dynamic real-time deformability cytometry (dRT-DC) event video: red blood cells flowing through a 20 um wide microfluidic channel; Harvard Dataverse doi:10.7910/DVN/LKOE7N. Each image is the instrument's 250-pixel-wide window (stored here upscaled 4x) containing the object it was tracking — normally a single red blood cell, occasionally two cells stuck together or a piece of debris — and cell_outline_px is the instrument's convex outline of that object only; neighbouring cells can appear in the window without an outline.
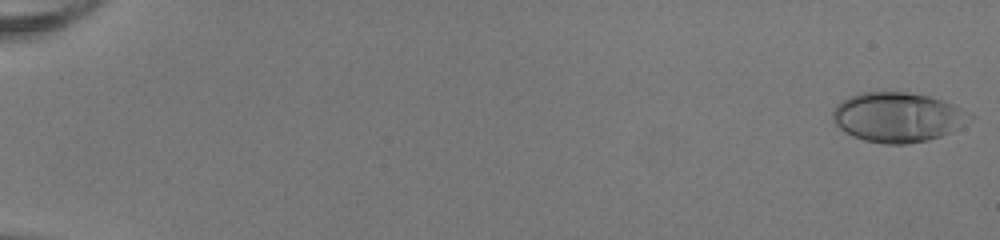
{"species": "human", "species_latin": "Homo sapiens", "temperature_condition": "room temperature", "stored_images_in_passage": 53, "camera_frame_rate_fps": 3000, "um_per_image_px": 0.085, "donor": {"sex": "female"}, "frame": {"image": 1, "passage_image": 2, "time_ms": 0.333, "image_size_px": [1000, 240], "cell_outline_px": [[976, 116], [972, 120], [952, 132], [928, 140], [904, 144], [884, 144], [864, 140], [852, 136], [844, 132], [832, 120], [832, 112], [836, 104], [840, 100], [860, 92], [904, 92], [928, 96], [952, 104]], "centroid_in_image_um": [76.29, 9.97], "position_along_channel_um": 8.7, "area_um2": 39.88}}
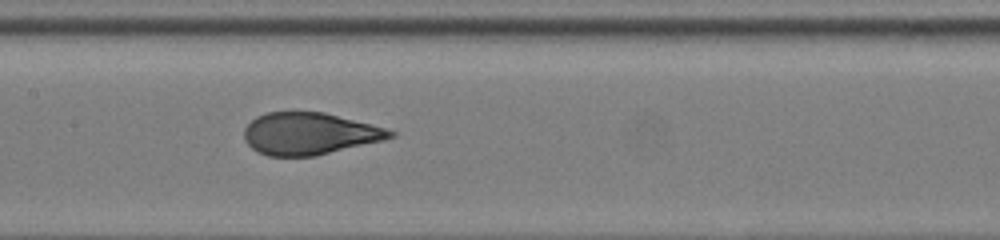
{"frame": {"image": 2, "passage_image": 29, "time_ms": 9.333, "image_size_px": [1000, 240], "cell_outline_px": [[396, 136], [384, 140], [316, 156], [268, 156], [252, 148], [244, 140], [244, 128], [256, 116], [268, 112], [324, 112], [384, 128], [396, 132]], "centroid_in_image_um": [26.29, 11.37], "position_along_channel_um": 181.1, "area_um2": 35.6}}
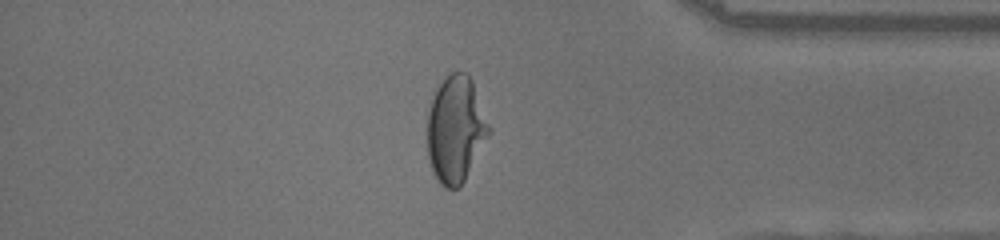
{"frame": {"image": 3, "passage_image": 46, "time_ms": 15.0, "image_size_px": [1000, 240], "cell_outline_px": [[492, 128], [488, 136], [460, 188], [444, 188], [440, 184], [432, 172], [428, 156], [428, 112], [436, 88], [452, 72], [468, 72], [472, 80]], "centroid_in_image_um": [38.74, 11.0], "position_along_channel_um": 396.5, "area_um2": 38.15}, "authors_computed_cell_mechanics": {"area_um2": 37.3966, "velocity_mm_per_s": 4.0999, "shape_relaxation_time_tau1_ms": 5.5375, "shape_relaxation_time_tau2_ms": null, "deformation_change_tau1": 0.2567, "deformation_change_tau2": null}}